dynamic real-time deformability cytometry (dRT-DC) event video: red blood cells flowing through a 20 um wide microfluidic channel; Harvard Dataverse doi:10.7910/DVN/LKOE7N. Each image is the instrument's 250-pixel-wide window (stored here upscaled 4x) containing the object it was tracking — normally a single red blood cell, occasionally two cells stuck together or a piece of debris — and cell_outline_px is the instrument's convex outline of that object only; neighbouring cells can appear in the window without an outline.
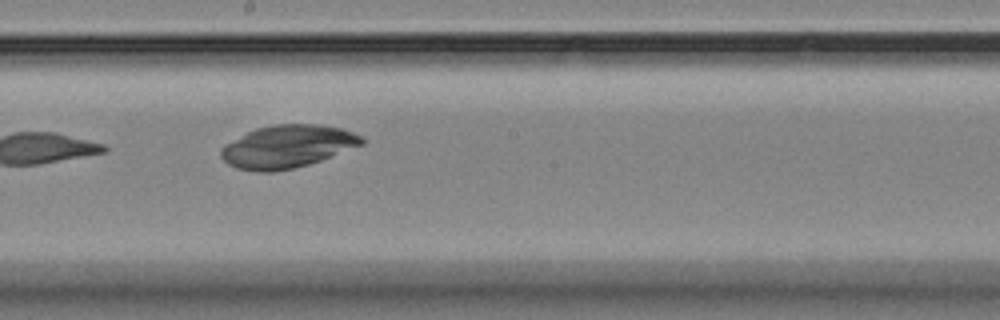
{"species": "Egyptian fruit bat (a non-hibernating species)", "species_latin": "Rousettus aegyptiacus", "temperature_condition": "room temperature", "stored_images_in_passage": 13, "camera_frame_rate_fps": 3000, "um_per_image_px": 0.085, "animal": {"sex": "female"}, "frame": {"image": 1, "passage_image": 6, "time_ms": 5.667, "image_size_px": [1000, 320], "cell_outline_px": [[364, 144], [320, 160], [308, 164], [292, 168], [272, 172], [256, 172], [236, 168], [228, 164], [220, 156], [220, 148], [224, 144], [256, 128], [272, 124], [320, 124], [340, 128], [352, 132], [360, 136], [364, 140]], "centroid_in_image_um": [24.39, 12.45], "position_along_channel_um": 223.8, "area_um2": 34.97}}
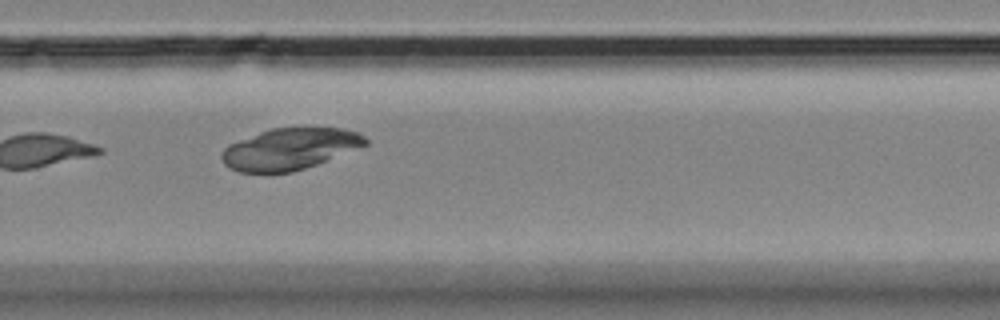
{"frame": {"image": 2, "passage_image": 8, "time_ms": 8.0, "image_size_px": [1000, 320], "cell_outline_px": [[368, 144], [316, 164], [292, 172], [236, 172], [228, 168], [224, 164], [220, 156], [224, 148], [228, 144], [260, 132], [272, 128], [344, 128], [356, 132], [364, 136], [368, 140]], "centroid_in_image_um": [24.59, 12.66], "position_along_channel_um": 305.2, "area_um2": 34.45}}